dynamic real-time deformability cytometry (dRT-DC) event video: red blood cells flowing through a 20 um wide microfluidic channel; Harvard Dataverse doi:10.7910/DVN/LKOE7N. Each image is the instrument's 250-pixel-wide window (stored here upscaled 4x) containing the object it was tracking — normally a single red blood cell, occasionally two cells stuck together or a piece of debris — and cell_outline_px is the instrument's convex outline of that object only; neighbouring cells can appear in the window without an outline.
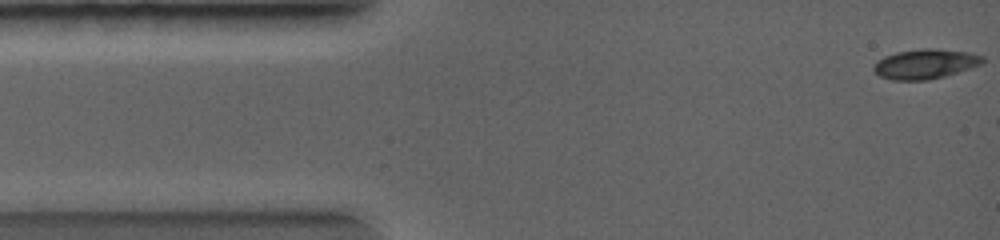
{"species": "common noctule bat (a hibernating species)", "species_latin": "Nyctalus noctula", "temperature_condition": "warm", "stored_images_in_passage": 6, "camera_frame_rate_fps": 5000, "um_per_image_px": 0.085, "animal": {"sex": "female", "body_mass_g": 19.0, "forearm_length_mm": 56.7}, "frame": {"image": 1, "passage_image": 1, "time_ms": 0.0, "image_size_px": [1000, 240], "cell_outline_px": [[984, 60], [980, 64], [944, 76], [928, 80], [892, 80], [880, 76], [872, 68], [872, 64], [876, 60], [884, 56], [896, 52], [924, 48], [932, 48], [972, 52], [984, 56]], "centroid_in_image_um": [78.6, 5.42], "position_along_channel_um": 6.4, "area_um2": 18.9}}